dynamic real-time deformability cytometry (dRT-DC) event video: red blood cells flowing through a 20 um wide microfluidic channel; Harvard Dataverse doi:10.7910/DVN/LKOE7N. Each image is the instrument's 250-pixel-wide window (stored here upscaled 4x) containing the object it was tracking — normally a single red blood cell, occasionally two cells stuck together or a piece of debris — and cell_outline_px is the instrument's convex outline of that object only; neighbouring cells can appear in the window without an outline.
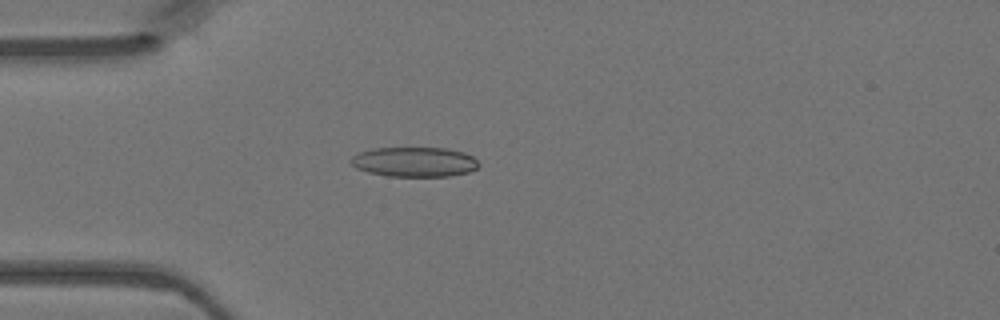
{"species": "Egyptian fruit bat (a non-hibernating species)", "species_latin": "Rousettus aegyptiacus", "temperature_condition": "warm", "stored_images_in_passage": 46, "camera_frame_rate_fps": 3000, "um_per_image_px": 0.085, "animal": {"sex": "female"}, "frame": {"image": 1, "passage_image": 12, "time_ms": 3.667, "image_size_px": [1000, 320], "cell_outline_px": [[480, 164], [476, 168], [468, 172], [448, 176], [388, 176], [368, 172], [356, 168], [352, 164], [352, 156], [360, 152], [372, 148], [444, 148], [464, 152], [472, 156]], "centroid_in_image_um": [35.23, 13.76], "position_along_channel_um": 49.8, "area_um2": 22.02}}
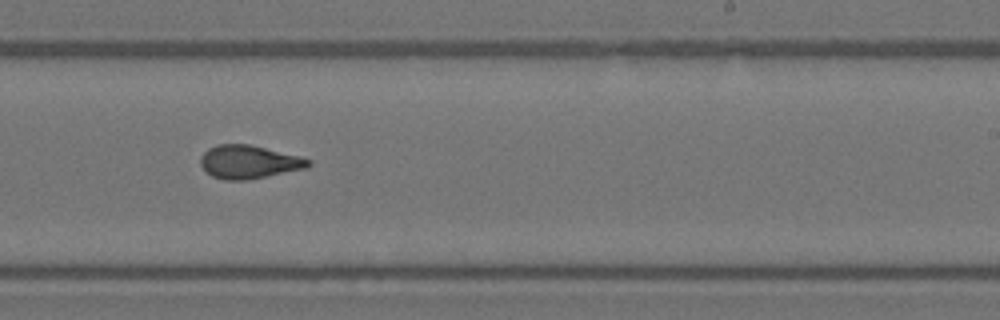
{"frame": {"image": 2, "passage_image": 28, "time_ms": 9.0, "image_size_px": [1000, 320], "cell_outline_px": [[312, 164], [308, 168], [248, 180], [224, 180], [212, 176], [200, 164], [200, 156], [208, 148], [216, 144], [248, 144], [300, 156], [312, 160]], "centroid_in_image_um": [21.17, 13.76], "position_along_channel_um": 267.8, "area_um2": 21.04}}
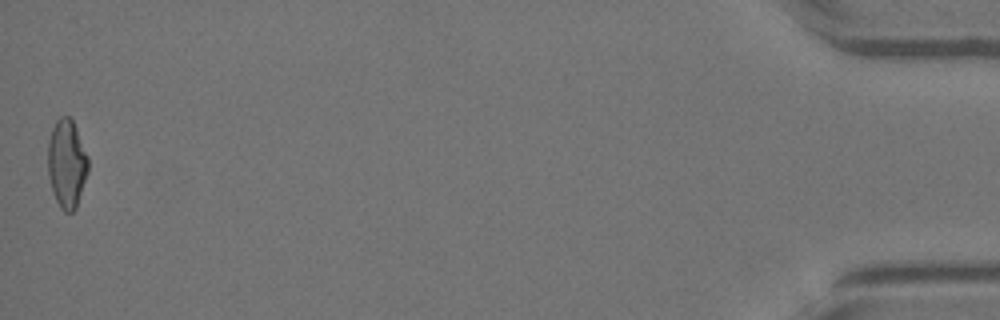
{"frame": {"image": 3, "passage_image": 46, "time_ms": 15.0, "image_size_px": [1000, 320], "cell_outline_px": [[88, 172], [76, 208], [72, 212], [64, 212], [60, 208], [52, 192], [48, 176], [48, 144], [52, 128], [56, 120], [60, 116], [68, 116], [72, 120], [76, 128], [88, 156]], "centroid_in_image_um": [5.67, 13.92], "position_along_channel_um": 429.5, "area_um2": 20.81}}